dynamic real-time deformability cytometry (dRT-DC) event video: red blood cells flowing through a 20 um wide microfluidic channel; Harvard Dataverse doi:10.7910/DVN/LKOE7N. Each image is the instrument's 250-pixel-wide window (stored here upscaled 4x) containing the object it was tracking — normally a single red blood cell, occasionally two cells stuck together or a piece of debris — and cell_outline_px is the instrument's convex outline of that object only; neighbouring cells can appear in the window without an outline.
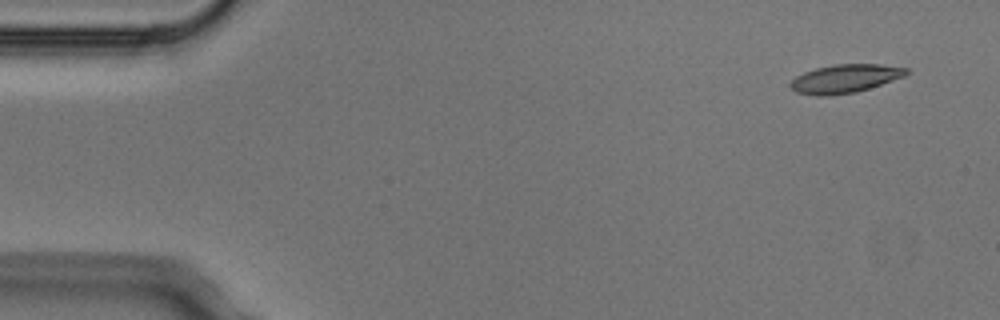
{"species": "Egyptian fruit bat (a non-hibernating species)", "species_latin": "Rousettus aegyptiacus", "temperature_condition": "cold", "stored_images_in_passage": 4, "camera_frame_rate_fps": 3000, "um_per_image_px": 0.085, "animal": {"sex": "male"}, "frame": {"image": 1, "passage_image": 1, "time_ms": 0.0, "image_size_px": [1000, 320], "cell_outline_px": [[908, 72], [904, 76], [856, 92], [828, 96], [816, 96], [796, 92], [788, 84], [796, 76], [804, 72], [816, 68], [836, 64], [880, 64], [908, 68]], "centroid_in_image_um": [71.79, 6.68], "position_along_channel_um": 13.2, "area_um2": 19.07}}
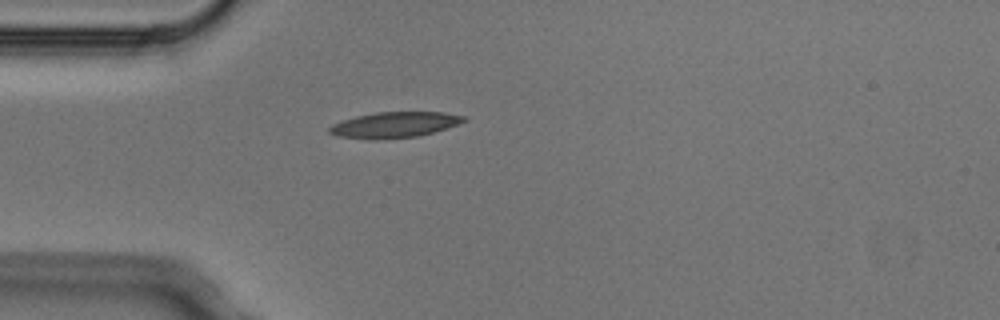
{"frame": {"image": 2, "passage_image": 4, "time_ms": 1.0, "image_size_px": [1000, 320], "cell_outline_px": [[468, 120], [420, 136], [376, 140], [368, 140], [336, 136], [328, 132], [328, 128], [332, 124], [356, 116], [376, 112], [444, 112], [468, 116]], "centroid_in_image_um": [33.51, 10.61], "position_along_channel_um": 51.5, "area_um2": 20.29}}